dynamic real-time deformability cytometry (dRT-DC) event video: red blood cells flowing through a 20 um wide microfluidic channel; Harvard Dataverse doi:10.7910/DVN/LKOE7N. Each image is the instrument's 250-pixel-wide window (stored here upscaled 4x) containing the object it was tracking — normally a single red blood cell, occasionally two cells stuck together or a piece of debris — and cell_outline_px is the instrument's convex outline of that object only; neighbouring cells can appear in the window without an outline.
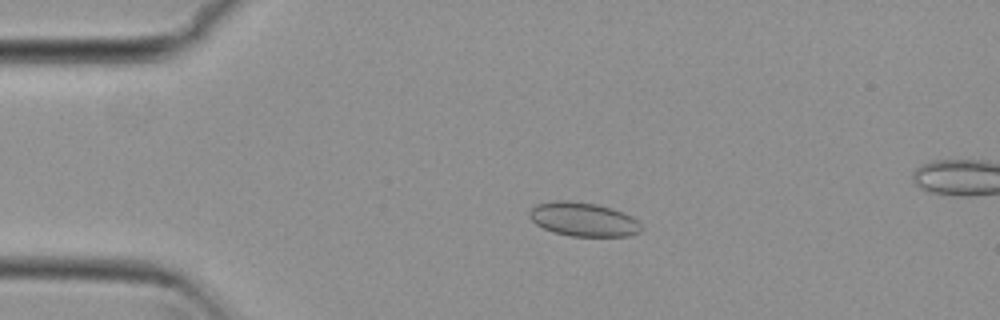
{"species": "common noctule bat (a hibernating species)", "species_latin": "Nyctalus noctula", "temperature_condition": "cold", "stored_images_in_passage": 54, "camera_frame_rate_fps": 3000, "um_per_image_px": 0.085, "animal": {"sex": "female", "body_mass_g": 29.2, "forearm_length_mm": 56.3}, "frame": {"image": 1, "passage_image": 11, "time_ms": 3.333, "image_size_px": [1000, 320], "cell_outline_px": [[640, 232], [628, 236], [568, 236], [552, 232], [536, 224], [528, 216], [528, 212], [536, 204], [556, 200], [568, 200], [596, 204], [612, 208], [632, 216], [640, 224]], "centroid_in_image_um": [49.55, 18.64], "position_along_channel_um": 35.5, "area_um2": 22.14}}
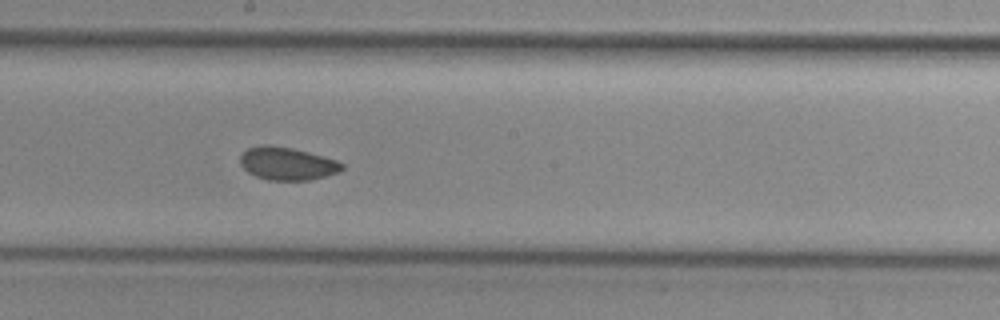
{"frame": {"image": 2, "passage_image": 29, "time_ms": 9.333, "image_size_px": [1000, 320], "cell_outline_px": [[344, 168], [340, 172], [308, 180], [268, 180], [256, 176], [248, 172], [240, 164], [240, 156], [248, 148], [260, 144], [268, 144], [292, 148], [308, 152], [336, 160], [344, 164]], "centroid_in_image_um": [24.4, 13.9], "position_along_channel_um": 223.8, "area_um2": 19.48}}
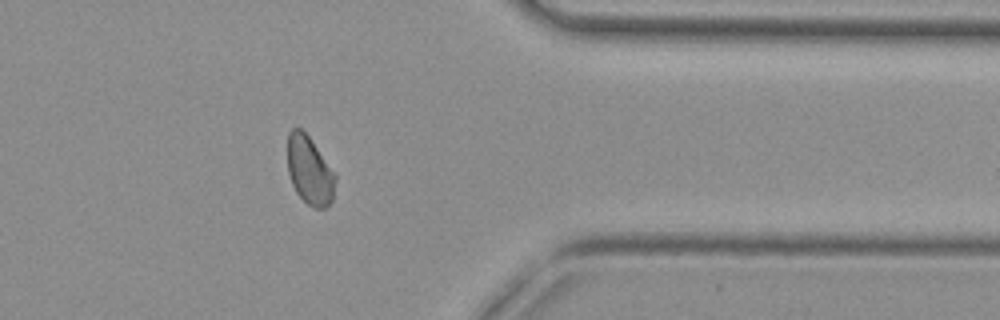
{"frame": {"image": 3, "passage_image": 43, "time_ms": 14.0, "image_size_px": [1000, 320], "cell_outline_px": [[336, 180], [332, 200], [324, 208], [312, 208], [296, 192], [292, 184], [288, 172], [288, 132], [292, 128], [300, 128], [308, 136], [336, 176]], "centroid_in_image_um": [26.3, 14.51], "position_along_channel_um": 385.1, "area_um2": 18.67}, "authors_computed_cell_mechanics": {"area_um2": 19.8543, "velocity_mm_per_s": 3.7824, "shape_relaxation_time_tau1_ms": null, "shape_relaxation_time_tau2_ms": 1.345, "deformation_change_tau1": null, "deformation_change_tau2": 0.0553}}